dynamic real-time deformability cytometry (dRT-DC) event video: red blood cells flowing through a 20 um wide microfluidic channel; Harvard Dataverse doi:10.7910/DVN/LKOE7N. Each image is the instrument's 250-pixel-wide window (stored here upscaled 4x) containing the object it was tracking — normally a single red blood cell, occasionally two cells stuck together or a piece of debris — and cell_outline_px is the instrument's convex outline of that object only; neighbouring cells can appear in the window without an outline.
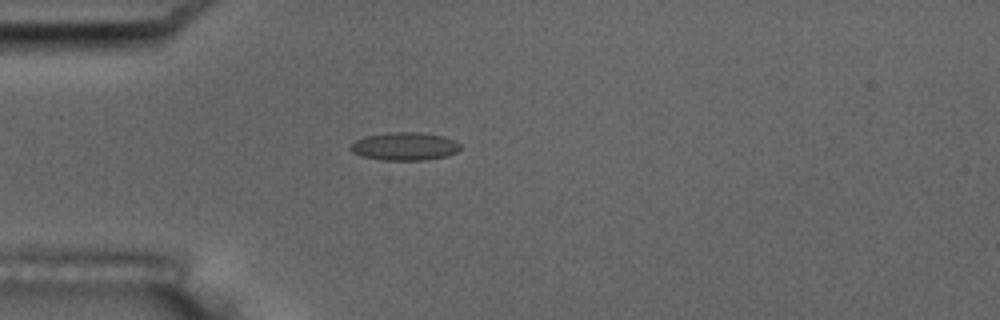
{"species": "common noctule bat (a hibernating species)", "species_latin": "Nyctalus noctula", "temperature_condition": "room temperature", "stored_images_in_passage": 7, "camera_frame_rate_fps": 3000, "um_per_image_px": 0.085, "animal": {"sex": "male", "body_mass_g": 17.5, "forearm_length_mm": 52.3}, "frame": {"image": 1, "passage_image": 4, "time_ms": 4.333, "image_size_px": [1000, 320], "cell_outline_px": [[460, 148], [456, 152], [444, 156], [428, 160], [384, 160], [360, 156], [352, 152], [348, 148], [356, 140], [364, 136], [388, 132], [420, 132], [444, 136], [460, 144]], "centroid_in_image_um": [34.35, 12.43], "position_along_channel_um": 50.6, "area_um2": 17.98}}